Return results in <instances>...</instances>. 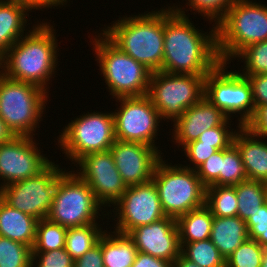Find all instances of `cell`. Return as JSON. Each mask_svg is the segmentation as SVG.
Returning a JSON list of instances; mask_svg holds the SVG:
<instances>
[{"label": "cell", "instance_id": "40", "mask_svg": "<svg viewBox=\"0 0 267 267\" xmlns=\"http://www.w3.org/2000/svg\"><path fill=\"white\" fill-rule=\"evenodd\" d=\"M248 79L254 101L255 110L267 104V74L244 76Z\"/></svg>", "mask_w": 267, "mask_h": 267}, {"label": "cell", "instance_id": "27", "mask_svg": "<svg viewBox=\"0 0 267 267\" xmlns=\"http://www.w3.org/2000/svg\"><path fill=\"white\" fill-rule=\"evenodd\" d=\"M101 229L98 223L67 228L65 250L74 261L98 243L99 238L105 232Z\"/></svg>", "mask_w": 267, "mask_h": 267}, {"label": "cell", "instance_id": "11", "mask_svg": "<svg viewBox=\"0 0 267 267\" xmlns=\"http://www.w3.org/2000/svg\"><path fill=\"white\" fill-rule=\"evenodd\" d=\"M227 64L220 62L206 75L204 97L228 118L240 114L238 125L245 126L254 116L251 85L242 72H225Z\"/></svg>", "mask_w": 267, "mask_h": 267}, {"label": "cell", "instance_id": "5", "mask_svg": "<svg viewBox=\"0 0 267 267\" xmlns=\"http://www.w3.org/2000/svg\"><path fill=\"white\" fill-rule=\"evenodd\" d=\"M95 36L91 41L93 50L110 95L114 98L147 95L152 71L121 51L102 32Z\"/></svg>", "mask_w": 267, "mask_h": 267}, {"label": "cell", "instance_id": "48", "mask_svg": "<svg viewBox=\"0 0 267 267\" xmlns=\"http://www.w3.org/2000/svg\"><path fill=\"white\" fill-rule=\"evenodd\" d=\"M173 267H199L196 263L186 259L182 254L173 262Z\"/></svg>", "mask_w": 267, "mask_h": 267}, {"label": "cell", "instance_id": "30", "mask_svg": "<svg viewBox=\"0 0 267 267\" xmlns=\"http://www.w3.org/2000/svg\"><path fill=\"white\" fill-rule=\"evenodd\" d=\"M67 228L48 218L38 220L32 252H48L65 248Z\"/></svg>", "mask_w": 267, "mask_h": 267}, {"label": "cell", "instance_id": "25", "mask_svg": "<svg viewBox=\"0 0 267 267\" xmlns=\"http://www.w3.org/2000/svg\"><path fill=\"white\" fill-rule=\"evenodd\" d=\"M213 218L206 205L178 217L176 223L180 243H193L210 238Z\"/></svg>", "mask_w": 267, "mask_h": 267}, {"label": "cell", "instance_id": "23", "mask_svg": "<svg viewBox=\"0 0 267 267\" xmlns=\"http://www.w3.org/2000/svg\"><path fill=\"white\" fill-rule=\"evenodd\" d=\"M248 238L246 222L240 217L214 216L210 240L225 259Z\"/></svg>", "mask_w": 267, "mask_h": 267}, {"label": "cell", "instance_id": "15", "mask_svg": "<svg viewBox=\"0 0 267 267\" xmlns=\"http://www.w3.org/2000/svg\"><path fill=\"white\" fill-rule=\"evenodd\" d=\"M76 163L81 167L76 174L90 186L100 205L112 206L121 198L127 186L110 150L88 153Z\"/></svg>", "mask_w": 267, "mask_h": 267}, {"label": "cell", "instance_id": "49", "mask_svg": "<svg viewBox=\"0 0 267 267\" xmlns=\"http://www.w3.org/2000/svg\"><path fill=\"white\" fill-rule=\"evenodd\" d=\"M260 267H267V247L264 249V254L262 257V263Z\"/></svg>", "mask_w": 267, "mask_h": 267}, {"label": "cell", "instance_id": "7", "mask_svg": "<svg viewBox=\"0 0 267 267\" xmlns=\"http://www.w3.org/2000/svg\"><path fill=\"white\" fill-rule=\"evenodd\" d=\"M165 163H157L152 178L165 215L177 219L205 205L206 187L196 170Z\"/></svg>", "mask_w": 267, "mask_h": 267}, {"label": "cell", "instance_id": "36", "mask_svg": "<svg viewBox=\"0 0 267 267\" xmlns=\"http://www.w3.org/2000/svg\"><path fill=\"white\" fill-rule=\"evenodd\" d=\"M235 0H188L186 2L191 8V11L200 13L201 16L207 17L210 21H214L215 24L225 15L229 6Z\"/></svg>", "mask_w": 267, "mask_h": 267}, {"label": "cell", "instance_id": "10", "mask_svg": "<svg viewBox=\"0 0 267 267\" xmlns=\"http://www.w3.org/2000/svg\"><path fill=\"white\" fill-rule=\"evenodd\" d=\"M58 139L63 153L75 163L88 153L108 151L116 140L113 112L80 115L65 126Z\"/></svg>", "mask_w": 267, "mask_h": 267}, {"label": "cell", "instance_id": "42", "mask_svg": "<svg viewBox=\"0 0 267 267\" xmlns=\"http://www.w3.org/2000/svg\"><path fill=\"white\" fill-rule=\"evenodd\" d=\"M245 127L261 138L260 140H262V137L263 139L267 137V104L255 110L254 116Z\"/></svg>", "mask_w": 267, "mask_h": 267}, {"label": "cell", "instance_id": "29", "mask_svg": "<svg viewBox=\"0 0 267 267\" xmlns=\"http://www.w3.org/2000/svg\"><path fill=\"white\" fill-rule=\"evenodd\" d=\"M180 245L181 254L199 267H225V258L210 238Z\"/></svg>", "mask_w": 267, "mask_h": 267}, {"label": "cell", "instance_id": "20", "mask_svg": "<svg viewBox=\"0 0 267 267\" xmlns=\"http://www.w3.org/2000/svg\"><path fill=\"white\" fill-rule=\"evenodd\" d=\"M237 127L233 144L240 152L247 178L267 183V141H259L245 126Z\"/></svg>", "mask_w": 267, "mask_h": 267}, {"label": "cell", "instance_id": "8", "mask_svg": "<svg viewBox=\"0 0 267 267\" xmlns=\"http://www.w3.org/2000/svg\"><path fill=\"white\" fill-rule=\"evenodd\" d=\"M73 172V173H72ZM75 171H62L47 218L65 228L97 223L101 205L93 190ZM99 215V216H98Z\"/></svg>", "mask_w": 267, "mask_h": 267}, {"label": "cell", "instance_id": "21", "mask_svg": "<svg viewBox=\"0 0 267 267\" xmlns=\"http://www.w3.org/2000/svg\"><path fill=\"white\" fill-rule=\"evenodd\" d=\"M38 220L11 207L0 197V236L33 247Z\"/></svg>", "mask_w": 267, "mask_h": 267}, {"label": "cell", "instance_id": "32", "mask_svg": "<svg viewBox=\"0 0 267 267\" xmlns=\"http://www.w3.org/2000/svg\"><path fill=\"white\" fill-rule=\"evenodd\" d=\"M32 248L0 236V267H32Z\"/></svg>", "mask_w": 267, "mask_h": 267}, {"label": "cell", "instance_id": "1", "mask_svg": "<svg viewBox=\"0 0 267 267\" xmlns=\"http://www.w3.org/2000/svg\"><path fill=\"white\" fill-rule=\"evenodd\" d=\"M175 7L173 5L164 9V56L161 71L207 75L221 62L217 52L216 24L209 33H202L204 31L191 23L181 7Z\"/></svg>", "mask_w": 267, "mask_h": 267}, {"label": "cell", "instance_id": "41", "mask_svg": "<svg viewBox=\"0 0 267 267\" xmlns=\"http://www.w3.org/2000/svg\"><path fill=\"white\" fill-rule=\"evenodd\" d=\"M73 267H104L102 256V235L95 246L74 261Z\"/></svg>", "mask_w": 267, "mask_h": 267}, {"label": "cell", "instance_id": "14", "mask_svg": "<svg viewBox=\"0 0 267 267\" xmlns=\"http://www.w3.org/2000/svg\"><path fill=\"white\" fill-rule=\"evenodd\" d=\"M117 223L115 232L127 235L141 225H148L166 217L157 188L151 180L143 184L127 186L121 198L113 205ZM117 208V209H116ZM116 212V213H115Z\"/></svg>", "mask_w": 267, "mask_h": 267}, {"label": "cell", "instance_id": "26", "mask_svg": "<svg viewBox=\"0 0 267 267\" xmlns=\"http://www.w3.org/2000/svg\"><path fill=\"white\" fill-rule=\"evenodd\" d=\"M237 195V216L246 221L266 203L267 183L246 179L234 186Z\"/></svg>", "mask_w": 267, "mask_h": 267}, {"label": "cell", "instance_id": "12", "mask_svg": "<svg viewBox=\"0 0 267 267\" xmlns=\"http://www.w3.org/2000/svg\"><path fill=\"white\" fill-rule=\"evenodd\" d=\"M58 166L51 162L37 175L0 188V197L11 207L37 220L47 218L57 188L58 175L63 171Z\"/></svg>", "mask_w": 267, "mask_h": 267}, {"label": "cell", "instance_id": "34", "mask_svg": "<svg viewBox=\"0 0 267 267\" xmlns=\"http://www.w3.org/2000/svg\"><path fill=\"white\" fill-rule=\"evenodd\" d=\"M243 58V76L267 74V40L246 46L236 56Z\"/></svg>", "mask_w": 267, "mask_h": 267}, {"label": "cell", "instance_id": "44", "mask_svg": "<svg viewBox=\"0 0 267 267\" xmlns=\"http://www.w3.org/2000/svg\"><path fill=\"white\" fill-rule=\"evenodd\" d=\"M0 1H8V2H20L24 4L30 5L33 9H44L47 8L49 9L52 8L53 6H61V5H66L67 0H0ZM65 2V3H64Z\"/></svg>", "mask_w": 267, "mask_h": 267}, {"label": "cell", "instance_id": "47", "mask_svg": "<svg viewBox=\"0 0 267 267\" xmlns=\"http://www.w3.org/2000/svg\"><path fill=\"white\" fill-rule=\"evenodd\" d=\"M16 135L0 117V144L11 141Z\"/></svg>", "mask_w": 267, "mask_h": 267}, {"label": "cell", "instance_id": "2", "mask_svg": "<svg viewBox=\"0 0 267 267\" xmlns=\"http://www.w3.org/2000/svg\"><path fill=\"white\" fill-rule=\"evenodd\" d=\"M33 29V30H32ZM25 33L0 58L1 73L12 80L44 89L56 72L58 43L53 26L39 23Z\"/></svg>", "mask_w": 267, "mask_h": 267}, {"label": "cell", "instance_id": "43", "mask_svg": "<svg viewBox=\"0 0 267 267\" xmlns=\"http://www.w3.org/2000/svg\"><path fill=\"white\" fill-rule=\"evenodd\" d=\"M131 267H173V264L165 259L156 258L138 251Z\"/></svg>", "mask_w": 267, "mask_h": 267}, {"label": "cell", "instance_id": "18", "mask_svg": "<svg viewBox=\"0 0 267 267\" xmlns=\"http://www.w3.org/2000/svg\"><path fill=\"white\" fill-rule=\"evenodd\" d=\"M128 237L139 252L173 262L181 254V245L176 219L164 217L148 225L131 230Z\"/></svg>", "mask_w": 267, "mask_h": 267}, {"label": "cell", "instance_id": "28", "mask_svg": "<svg viewBox=\"0 0 267 267\" xmlns=\"http://www.w3.org/2000/svg\"><path fill=\"white\" fill-rule=\"evenodd\" d=\"M234 186L211 185L206 188L205 205L213 216H237L238 204Z\"/></svg>", "mask_w": 267, "mask_h": 267}, {"label": "cell", "instance_id": "17", "mask_svg": "<svg viewBox=\"0 0 267 267\" xmlns=\"http://www.w3.org/2000/svg\"><path fill=\"white\" fill-rule=\"evenodd\" d=\"M109 150L126 186L151 181L155 167L162 159L159 149L137 142L116 139Z\"/></svg>", "mask_w": 267, "mask_h": 267}, {"label": "cell", "instance_id": "9", "mask_svg": "<svg viewBox=\"0 0 267 267\" xmlns=\"http://www.w3.org/2000/svg\"><path fill=\"white\" fill-rule=\"evenodd\" d=\"M206 75L152 72L148 96L158 110L161 120L173 122L185 110L197 104L205 93Z\"/></svg>", "mask_w": 267, "mask_h": 267}, {"label": "cell", "instance_id": "31", "mask_svg": "<svg viewBox=\"0 0 267 267\" xmlns=\"http://www.w3.org/2000/svg\"><path fill=\"white\" fill-rule=\"evenodd\" d=\"M247 178L240 152L232 143L222 150L220 186H235Z\"/></svg>", "mask_w": 267, "mask_h": 267}, {"label": "cell", "instance_id": "22", "mask_svg": "<svg viewBox=\"0 0 267 267\" xmlns=\"http://www.w3.org/2000/svg\"><path fill=\"white\" fill-rule=\"evenodd\" d=\"M32 9L28 4L0 1V58L24 36L27 13Z\"/></svg>", "mask_w": 267, "mask_h": 267}, {"label": "cell", "instance_id": "6", "mask_svg": "<svg viewBox=\"0 0 267 267\" xmlns=\"http://www.w3.org/2000/svg\"><path fill=\"white\" fill-rule=\"evenodd\" d=\"M48 95L39 86L12 80L0 72V117L16 136L36 135L33 132L42 119Z\"/></svg>", "mask_w": 267, "mask_h": 267}, {"label": "cell", "instance_id": "4", "mask_svg": "<svg viewBox=\"0 0 267 267\" xmlns=\"http://www.w3.org/2000/svg\"><path fill=\"white\" fill-rule=\"evenodd\" d=\"M216 36L218 57L229 63L246 46L267 40V6L235 0L216 23Z\"/></svg>", "mask_w": 267, "mask_h": 267}, {"label": "cell", "instance_id": "35", "mask_svg": "<svg viewBox=\"0 0 267 267\" xmlns=\"http://www.w3.org/2000/svg\"><path fill=\"white\" fill-rule=\"evenodd\" d=\"M229 120L231 119L227 118L220 126L206 130L197 140L188 144H207L217 150L228 148L233 143V137L236 133V130L234 132L233 129L229 130L230 126L228 125H231Z\"/></svg>", "mask_w": 267, "mask_h": 267}, {"label": "cell", "instance_id": "33", "mask_svg": "<svg viewBox=\"0 0 267 267\" xmlns=\"http://www.w3.org/2000/svg\"><path fill=\"white\" fill-rule=\"evenodd\" d=\"M265 247L248 238L226 259L225 267H260Z\"/></svg>", "mask_w": 267, "mask_h": 267}, {"label": "cell", "instance_id": "13", "mask_svg": "<svg viewBox=\"0 0 267 267\" xmlns=\"http://www.w3.org/2000/svg\"><path fill=\"white\" fill-rule=\"evenodd\" d=\"M120 107L113 112L117 140L154 144L161 120L158 110L148 95L119 97ZM160 119V120H159Z\"/></svg>", "mask_w": 267, "mask_h": 267}, {"label": "cell", "instance_id": "3", "mask_svg": "<svg viewBox=\"0 0 267 267\" xmlns=\"http://www.w3.org/2000/svg\"><path fill=\"white\" fill-rule=\"evenodd\" d=\"M102 33L121 51L152 72L161 71L164 56V9L117 20Z\"/></svg>", "mask_w": 267, "mask_h": 267}, {"label": "cell", "instance_id": "24", "mask_svg": "<svg viewBox=\"0 0 267 267\" xmlns=\"http://www.w3.org/2000/svg\"><path fill=\"white\" fill-rule=\"evenodd\" d=\"M102 234V256L104 267H131L138 250L128 235L115 231Z\"/></svg>", "mask_w": 267, "mask_h": 267}, {"label": "cell", "instance_id": "45", "mask_svg": "<svg viewBox=\"0 0 267 267\" xmlns=\"http://www.w3.org/2000/svg\"><path fill=\"white\" fill-rule=\"evenodd\" d=\"M250 239L256 240L261 246L267 247V223L256 224L249 231Z\"/></svg>", "mask_w": 267, "mask_h": 267}, {"label": "cell", "instance_id": "38", "mask_svg": "<svg viewBox=\"0 0 267 267\" xmlns=\"http://www.w3.org/2000/svg\"><path fill=\"white\" fill-rule=\"evenodd\" d=\"M221 160L222 150H218L196 169L197 176L206 188L211 185L220 186Z\"/></svg>", "mask_w": 267, "mask_h": 267}, {"label": "cell", "instance_id": "39", "mask_svg": "<svg viewBox=\"0 0 267 267\" xmlns=\"http://www.w3.org/2000/svg\"><path fill=\"white\" fill-rule=\"evenodd\" d=\"M185 151L186 157H188L190 162H192L194 167L190 165L184 166L188 169L196 170L199 166H201L207 159H209L215 152L218 150L213 148L211 145L207 144H186L183 148Z\"/></svg>", "mask_w": 267, "mask_h": 267}, {"label": "cell", "instance_id": "46", "mask_svg": "<svg viewBox=\"0 0 267 267\" xmlns=\"http://www.w3.org/2000/svg\"><path fill=\"white\" fill-rule=\"evenodd\" d=\"M245 222L248 231L256 224L267 223V203L263 204L258 211L250 215Z\"/></svg>", "mask_w": 267, "mask_h": 267}, {"label": "cell", "instance_id": "19", "mask_svg": "<svg viewBox=\"0 0 267 267\" xmlns=\"http://www.w3.org/2000/svg\"><path fill=\"white\" fill-rule=\"evenodd\" d=\"M228 117L203 97L174 121V140L182 148L206 130L220 126Z\"/></svg>", "mask_w": 267, "mask_h": 267}, {"label": "cell", "instance_id": "37", "mask_svg": "<svg viewBox=\"0 0 267 267\" xmlns=\"http://www.w3.org/2000/svg\"><path fill=\"white\" fill-rule=\"evenodd\" d=\"M32 254V267H35L36 265V267L74 266V260L72 259L71 255L65 250V248L48 252H32Z\"/></svg>", "mask_w": 267, "mask_h": 267}, {"label": "cell", "instance_id": "16", "mask_svg": "<svg viewBox=\"0 0 267 267\" xmlns=\"http://www.w3.org/2000/svg\"><path fill=\"white\" fill-rule=\"evenodd\" d=\"M34 137L15 136L0 144V188L35 176L52 161L38 150ZM40 151V152H39Z\"/></svg>", "mask_w": 267, "mask_h": 267}]
</instances>
